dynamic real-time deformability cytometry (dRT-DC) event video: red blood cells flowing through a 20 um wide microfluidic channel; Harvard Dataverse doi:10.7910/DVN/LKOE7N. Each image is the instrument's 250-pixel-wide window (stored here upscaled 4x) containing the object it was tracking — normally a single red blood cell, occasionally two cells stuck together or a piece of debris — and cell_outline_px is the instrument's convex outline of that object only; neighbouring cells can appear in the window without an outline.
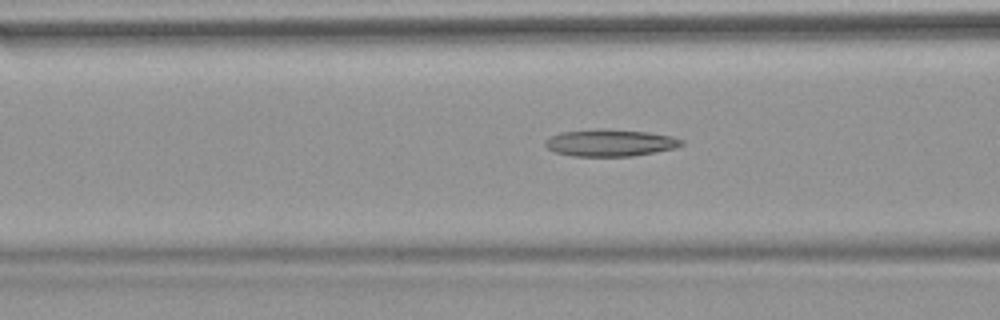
{"species": "common noctule bat (a hibernating species)", "species_latin": "Nyctalus noctula", "temperature_condition": "warm", "stored_images_in_passage": 46, "camera_frame_rate_fps": 3000, "um_per_image_px": 0.085, "animal": {"sex": "female", "body_mass_g": 18.4}, "frame": {"image": 1, "passage_image": 14, "time_ms": 4.333, "image_size_px": [1000, 320], "cell_outline_px": [[684, 144], [676, 148], [632, 156], [572, 156], [556, 152], [548, 148], [544, 144], [544, 140], [560, 132], [648, 132], [672, 136], [684, 140]], "centroid_in_image_um": [51.91, 12.19], "position_along_channel_um": 114.7, "area_um2": 20.23}, "authors_computed_cell_mechanics": {"area_um2": 20.7791, "velocity_mm_per_s": 3.8404, "shape_relaxation_time_tau1_ms": null, "shape_relaxation_time_tau2_ms": 4.6724, "deformation_change_tau1": null, "deformation_change_tau2": 0.1757}}